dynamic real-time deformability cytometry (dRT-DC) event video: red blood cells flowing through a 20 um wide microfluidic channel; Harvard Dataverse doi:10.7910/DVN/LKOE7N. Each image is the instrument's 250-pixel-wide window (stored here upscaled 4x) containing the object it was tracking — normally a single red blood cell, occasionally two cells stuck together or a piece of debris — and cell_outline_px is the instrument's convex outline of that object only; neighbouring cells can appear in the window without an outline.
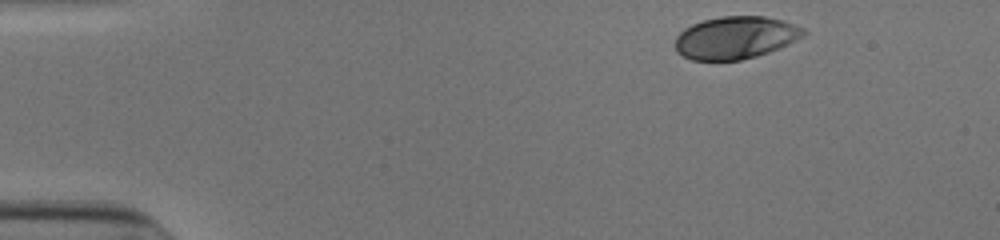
{"species": "human", "species_latin": "Homo sapiens", "temperature_condition": "cold", "stored_images_in_passage": 37, "camera_frame_rate_fps": 3000, "um_per_image_px": 0.085, "donor": {"sex": "male"}, "frame": {"image": 1, "passage_image": 1, "time_ms": 0.0, "image_size_px": [1000, 240], "cell_outline_px": [[808, 32], [804, 36], [796, 40], [768, 52], [756, 56], [740, 60], [692, 60], [676, 52], [676, 36], [684, 28], [692, 24], [704, 20], [720, 16], [764, 16], [784, 20], [804, 28]], "centroid_in_image_um": [62.52, 3.19], "position_along_channel_um": 22.5, "area_um2": 31.79}}
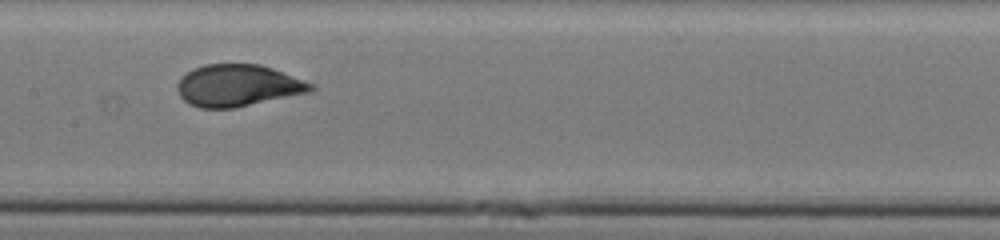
{"frame": {"image": 2, "passage_image": 21, "time_ms": 6.667, "image_size_px": [1000, 240], "cell_outline_px": [[316, 88], [312, 92], [236, 108], [200, 108], [188, 104], [180, 96], [176, 88], [176, 84], [188, 72], [204, 64], [260, 64], [272, 68], [316, 84]], "centroid_in_image_um": [20.27, 7.28], "position_along_channel_um": 187.1, "area_um2": 32.83}}
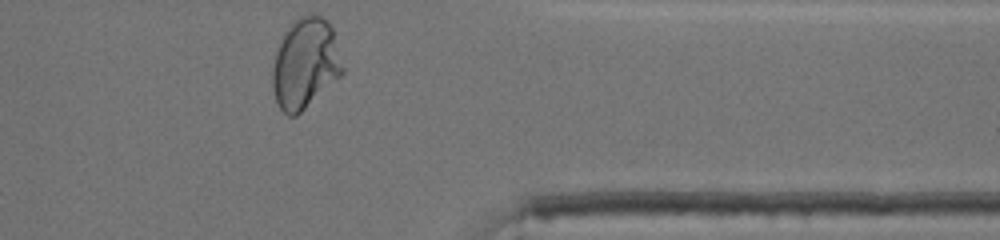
{"frame": {"image": 3, "passage_image": 37, "time_ms": 12.0, "image_size_px": [1000, 240], "cell_outline_px": [[344, 72], [340, 76], [296, 116], [288, 116], [280, 108], [276, 100], [272, 88], [272, 68], [276, 52], [292, 20], [300, 16], [320, 16], [328, 20], [332, 28], [344, 68]], "centroid_in_image_um": [25.94, 5.41], "position_along_channel_um": 385.5, "area_um2": 36.41}, "authors_computed_cell_mechanics": {"area_um2": 32.7726, "velocity_mm_per_s": 3.9102, "shape_relaxation_time_tau1_ms": 5.6983, "shape_relaxation_time_tau2_ms": null, "deformation_change_tau1": 0.2024, "deformation_change_tau2": null}}